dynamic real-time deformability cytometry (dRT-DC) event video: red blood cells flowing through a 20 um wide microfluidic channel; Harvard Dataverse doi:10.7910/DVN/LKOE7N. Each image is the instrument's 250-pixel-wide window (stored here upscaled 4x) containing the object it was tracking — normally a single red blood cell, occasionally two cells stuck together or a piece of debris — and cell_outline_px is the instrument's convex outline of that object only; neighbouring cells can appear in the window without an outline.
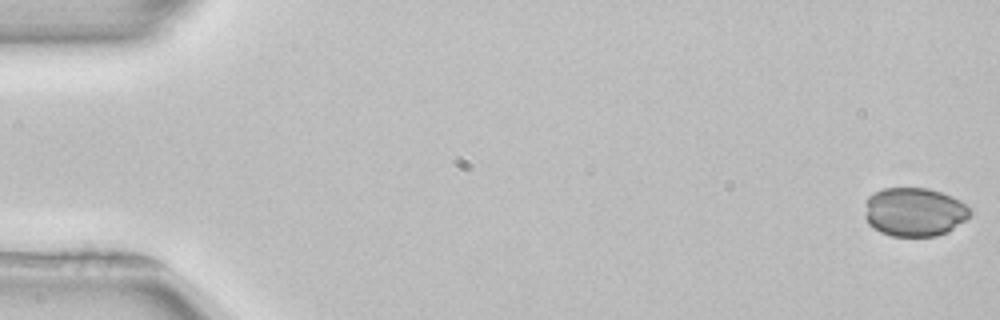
{"species": "common noctule bat (a hibernating species)", "species_latin": "Nyctalus noctula", "temperature_condition": "room temperature", "stored_images_in_passage": 53, "camera_frame_rate_fps": 3000, "um_per_image_px": 0.085, "animal": {"sex": "female", "body_mass_g": 22.7, "forearm_length_mm": 54.2}, "frame": {"image": 1, "passage_image": 1, "time_ms": 0.0, "image_size_px": [1000, 320], "cell_outline_px": [[972, 212], [964, 220], [948, 232], [936, 236], [892, 236], [880, 232], [872, 228], [868, 224], [864, 216], [868, 196], [884, 188], [924, 188], [940, 192], [952, 196], [960, 200], [972, 208]], "centroid_in_image_um": [77.72, 18.02], "position_along_channel_um": 7.3, "area_um2": 30.0}}
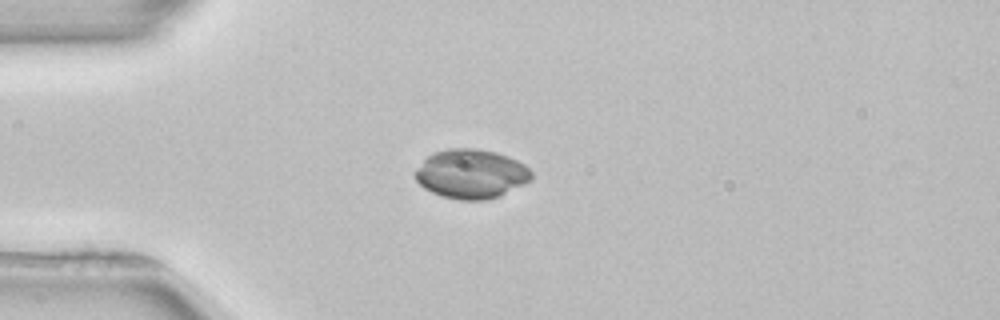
{"frame": {"image": 2, "passage_image": 14, "time_ms": 4.333, "image_size_px": [1000, 320], "cell_outline_px": [[532, 180], [500, 196], [484, 200], [460, 200], [440, 196], [424, 188], [416, 180], [412, 172], [428, 156], [436, 152], [448, 148], [476, 148], [496, 152], [508, 156], [524, 164], [532, 172]], "centroid_in_image_um": [40.04, 14.78], "position_along_channel_um": 45.0, "area_um2": 33.52}}
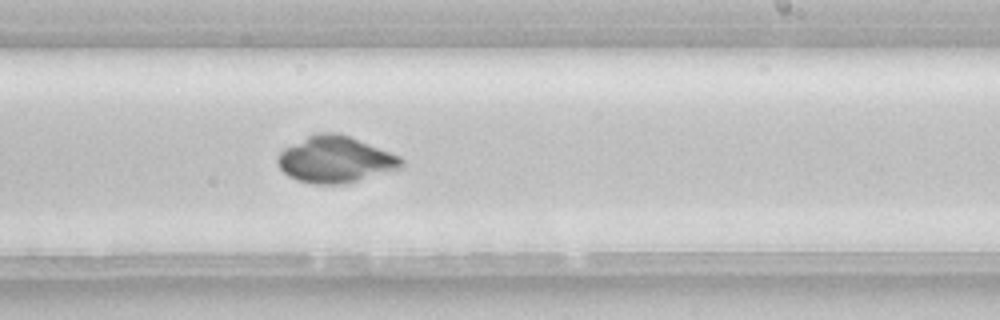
{"frame": {"image": 3, "passage_image": 32, "time_ms": 10.333, "image_size_px": [1000, 320], "cell_outline_px": [[404, 168], [344, 184], [312, 184], [296, 180], [288, 176], [276, 164], [276, 156], [284, 148], [308, 136], [320, 132], [336, 132], [348, 136], [400, 156], [404, 160]], "centroid_in_image_um": [28.5, 13.58], "position_along_channel_um": 260.5, "area_um2": 33.58}}